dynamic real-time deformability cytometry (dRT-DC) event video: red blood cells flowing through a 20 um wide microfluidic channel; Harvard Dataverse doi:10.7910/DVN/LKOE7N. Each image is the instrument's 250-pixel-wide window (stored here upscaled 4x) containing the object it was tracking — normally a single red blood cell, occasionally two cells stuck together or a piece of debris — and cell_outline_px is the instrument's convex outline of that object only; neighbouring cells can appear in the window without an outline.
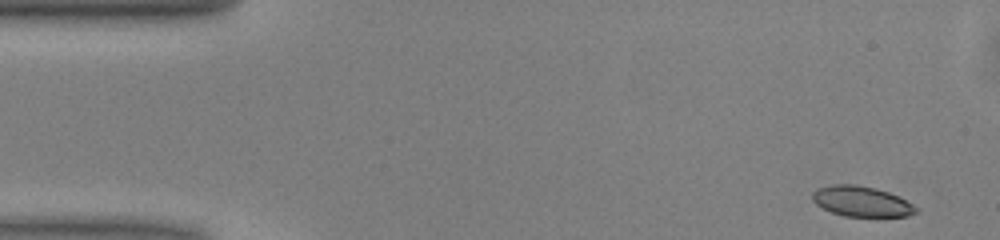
{"species": "common noctule bat (a hibernating species)", "species_latin": "Nyctalus noctula", "temperature_condition": "warm", "stored_images_in_passage": 48, "camera_frame_rate_fps": 3000, "um_per_image_px": 0.085, "animal": {"sex": "male", "body_mass_g": 13.0, "forearm_length_mm": 53.1}, "frame": {"image": 1, "passage_image": 1, "time_ms": 0.0, "image_size_px": [1000, 240], "cell_outline_px": [[920, 208], [916, 212], [908, 216], [844, 216], [832, 212], [816, 204], [812, 200], [812, 192], [816, 188], [832, 184], [856, 184], [876, 188], [888, 192]], "centroid_in_image_um": [73.2, 17.11], "position_along_channel_um": 11.8, "area_um2": 18.26}}
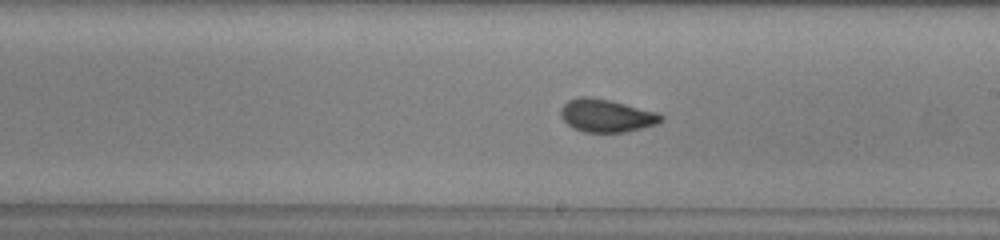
{"frame": {"image": 2, "passage_image": 26, "time_ms": 8.333, "image_size_px": [1000, 240], "cell_outline_px": [[664, 120], [656, 124], [624, 132], [584, 132], [572, 128], [560, 116], [560, 108], [568, 100], [580, 96], [588, 96], [608, 100], [656, 112], [664, 116]], "centroid_in_image_um": [51.51, 9.83], "position_along_channel_um": 237.5, "area_um2": 19.07}}
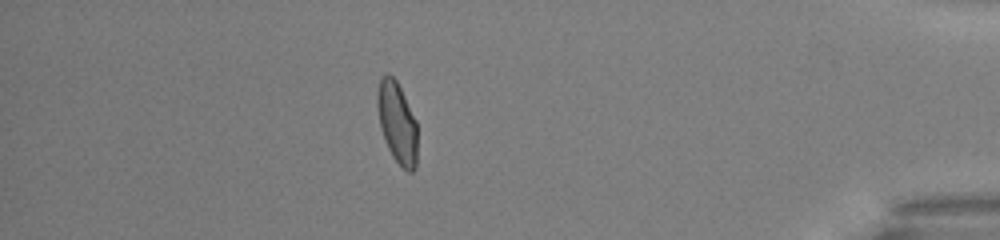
{"frame": {"image": 3, "passage_image": 42, "time_ms": 13.667, "image_size_px": [1000, 240], "cell_outline_px": [[416, 168], [412, 172], [408, 172], [392, 156], [388, 148], [380, 128], [376, 104], [376, 92], [380, 76], [388, 72], [396, 80], [416, 120]], "centroid_in_image_um": [33.72, 10.38], "position_along_channel_um": 401.5, "area_um2": 19.02}, "authors_computed_cell_mechanics": {"area_um2": 19.074, "velocity_mm_per_s": 4.0273, "shape_relaxation_time_tau1_ms": 4.7119, "shape_relaxation_time_tau2_ms": 0.7536, "deformation_change_tau1": 0.1329, "deformation_change_tau2": 0.0425}}